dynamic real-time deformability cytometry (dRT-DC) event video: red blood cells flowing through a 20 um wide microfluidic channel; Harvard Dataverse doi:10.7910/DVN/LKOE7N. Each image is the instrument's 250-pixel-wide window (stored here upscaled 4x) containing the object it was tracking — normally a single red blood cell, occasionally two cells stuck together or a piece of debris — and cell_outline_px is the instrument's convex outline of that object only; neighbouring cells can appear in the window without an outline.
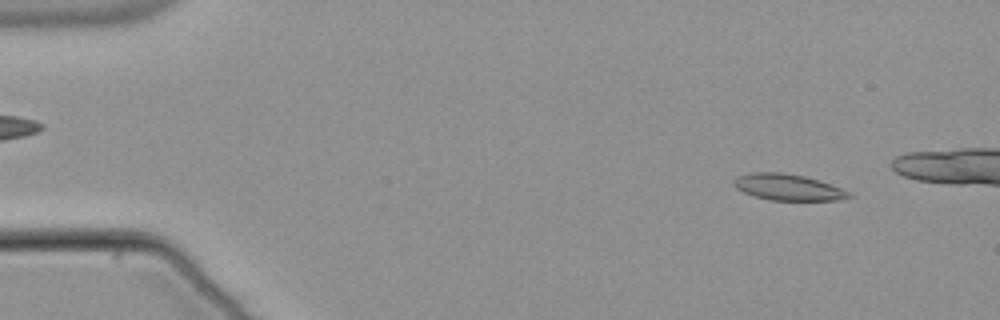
{"species": "common noctule bat (a hibernating species)", "species_latin": "Nyctalus noctula", "temperature_condition": "warm", "stored_images_in_passage": 47, "camera_frame_rate_fps": 3000, "um_per_image_px": 0.085, "animal": {"sex": "male", "body_mass_g": 21.5, "forearm_length_mm": 52.0}, "frame": {"image": 1, "passage_image": 5, "time_ms": 1.333, "image_size_px": [1000, 320], "cell_outline_px": [[852, 196], [836, 200], [768, 200], [744, 192], [736, 188], [732, 184], [732, 180], [736, 176], [752, 172], [780, 172], [804, 176], [840, 188], [848, 192]], "centroid_in_image_um": [66.88, 15.9], "position_along_channel_um": 18.1, "area_um2": 17.34}}
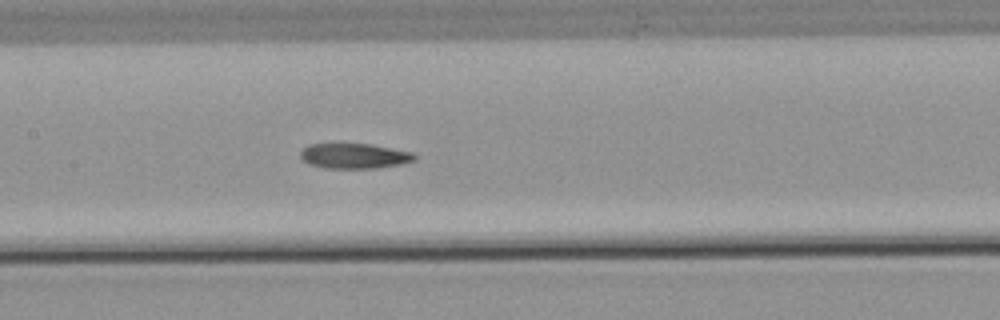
{"frame": {"image": 2, "passage_image": 26, "time_ms": 8.333, "image_size_px": [1000, 320], "cell_outline_px": [[416, 160], [400, 164], [376, 168], [324, 168], [308, 164], [300, 156], [300, 152], [308, 144], [372, 144], [412, 152], [416, 156]], "centroid_in_image_um": [30.11, 13.26], "position_along_channel_um": 177.3, "area_um2": 16.7}}
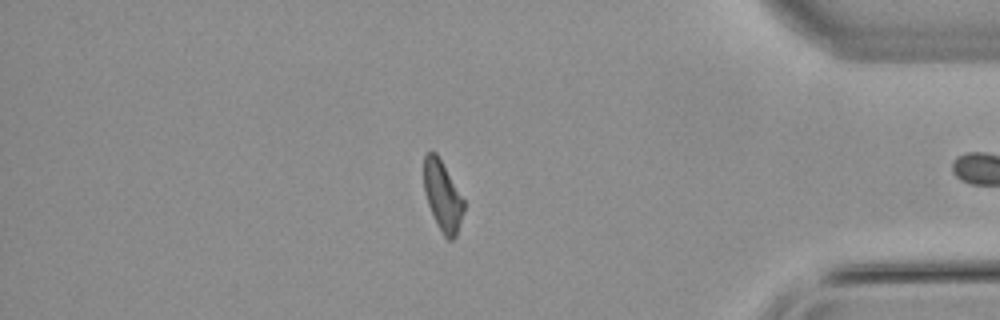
{"frame": {"image": 3, "passage_image": 46, "time_ms": 15.0, "image_size_px": [1000, 320], "cell_outline_px": [[464, 212], [456, 236], [452, 240], [448, 240], [444, 236], [428, 204], [424, 192], [424, 156], [428, 152], [436, 152], [464, 200]], "centroid_in_image_um": [37.62, 16.66], "position_along_channel_um": 397.6, "area_um2": 15.95}}